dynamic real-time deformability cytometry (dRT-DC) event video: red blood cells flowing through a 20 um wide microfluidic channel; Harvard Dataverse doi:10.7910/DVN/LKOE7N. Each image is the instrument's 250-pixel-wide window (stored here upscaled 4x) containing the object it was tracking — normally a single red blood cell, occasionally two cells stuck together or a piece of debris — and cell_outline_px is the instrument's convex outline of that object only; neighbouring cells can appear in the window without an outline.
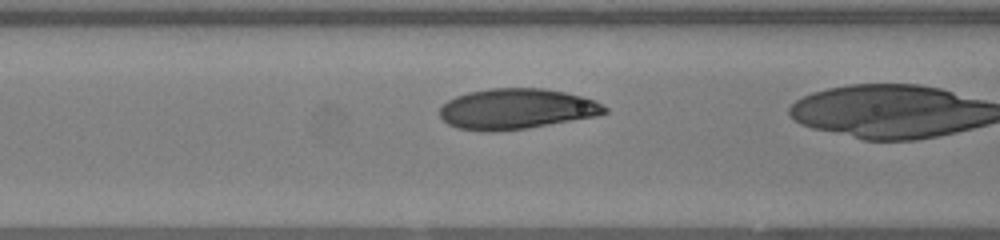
{"species": "human", "species_latin": "Homo sapiens", "temperature_condition": "warm", "stored_images_in_passage": 30, "camera_frame_rate_fps": 3000, "um_per_image_px": 0.085, "donor": {"sex": "female"}, "frame": {"image": 1, "passage_image": 11, "time_ms": 3.333, "image_size_px": [1000, 240], "cell_outline_px": [[608, 112], [596, 116], [528, 128], [492, 132], [484, 132], [456, 128], [448, 124], [440, 116], [440, 108], [448, 100], [456, 96], [468, 92], [492, 88], [544, 88], [584, 96], [608, 108]], "centroid_in_image_um": [43.88, 9.26], "position_along_channel_um": 122.7, "area_um2": 39.02}}
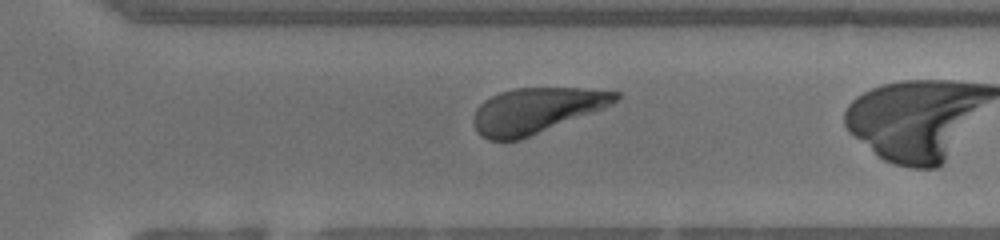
{"frame": {"image": 2, "passage_image": 26, "time_ms": 8.333, "image_size_px": [1000, 240], "cell_outline_px": [[620, 96], [612, 104], [604, 108], [520, 140], [488, 140], [480, 136], [476, 132], [472, 124], [472, 116], [476, 108], [484, 100], [500, 92], [516, 88], [580, 88], [620, 92]], "centroid_in_image_um": [45.52, 9.4], "position_along_channel_um": 325.1, "area_um2": 37.63}}
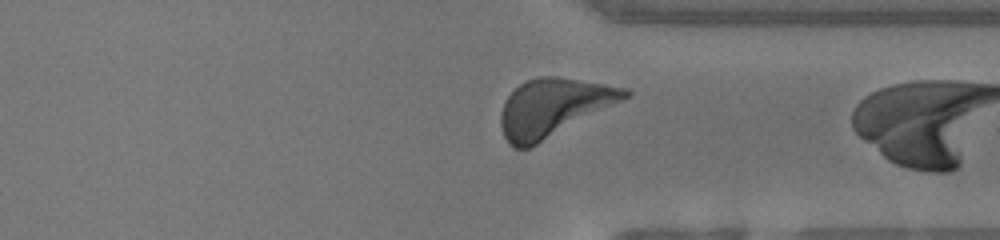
{"frame": {"image": 3, "passage_image": 29, "time_ms": 9.333, "image_size_px": [1000, 240], "cell_outline_px": [[632, 92], [628, 96], [532, 148], [512, 148], [508, 144], [504, 136], [500, 124], [500, 112], [504, 100], [520, 84], [528, 80], [540, 76], [556, 76], [628, 88]], "centroid_in_image_um": [46.97, 9.16], "position_along_channel_um": 364.4, "area_um2": 41.5}}